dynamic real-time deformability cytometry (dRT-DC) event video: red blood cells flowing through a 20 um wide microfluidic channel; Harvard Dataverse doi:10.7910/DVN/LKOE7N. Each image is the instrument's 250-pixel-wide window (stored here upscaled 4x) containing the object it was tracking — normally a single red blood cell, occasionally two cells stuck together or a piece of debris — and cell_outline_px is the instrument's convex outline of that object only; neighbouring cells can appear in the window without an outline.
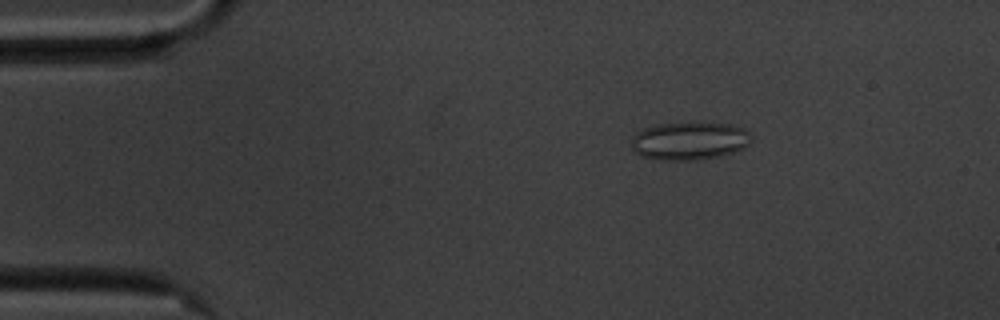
{"species": "common noctule bat (a hibernating species)", "species_latin": "Nyctalus noctula", "temperature_condition": "cold", "stored_images_in_passage": 49, "camera_frame_rate_fps": 3000, "um_per_image_px": 0.085, "animal": {"sex": "male", "body_mass_g": 20.1, "forearm_length_mm": 53.5}, "frame": {"image": 1, "passage_image": 2, "time_ms": 0.333, "image_size_px": [1000, 320], "cell_outline_px": [[752, 140], [744, 148], [732, 152], [716, 156], [696, 160], [660, 160], [644, 156], [636, 152], [632, 148], [632, 136], [636, 132], [644, 128], [656, 124], [728, 124], [744, 128], [748, 132]], "centroid_in_image_um": [58.58, 11.99], "position_along_channel_um": 26.4, "area_um2": 26.01}}
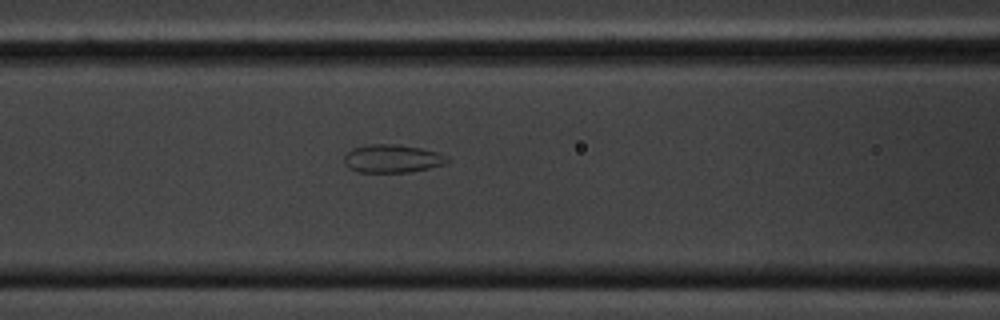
{"frame": {"image": 2, "passage_image": 16, "time_ms": 5.0, "image_size_px": [1000, 320], "cell_outline_px": [[448, 160], [444, 164], [428, 168], [408, 172], [356, 172], [348, 168], [344, 164], [344, 156], [352, 148], [372, 144], [396, 144], [420, 148], [436, 152]], "centroid_in_image_um": [33.25, 13.49], "position_along_channel_um": 133.3, "area_um2": 16.65}}
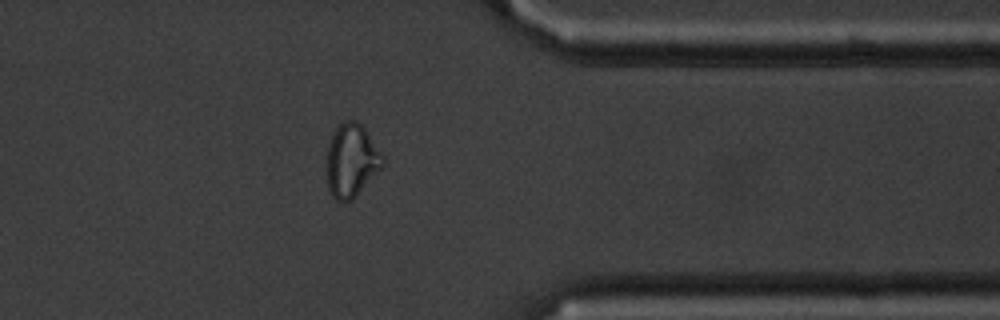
{"frame": {"image": 3, "passage_image": 38, "time_ms": 12.333, "image_size_px": [1000, 320], "cell_outline_px": [[384, 164], [352, 200], [336, 200], [332, 196], [328, 188], [328, 144], [336, 128], [344, 120], [356, 120], [364, 128], [384, 156]], "centroid_in_image_um": [29.88, 13.62], "position_along_channel_um": 381.5, "area_um2": 23.35}, "authors_computed_cell_mechanics": {"area_um2": 20.8658, "velocity_mm_per_s": 3.525, "shape_relaxation_time_tau1_ms": null, "shape_relaxation_time_tau2_ms": 1.2028, "deformation_change_tau1": null, "deformation_change_tau2": 0.0756}}